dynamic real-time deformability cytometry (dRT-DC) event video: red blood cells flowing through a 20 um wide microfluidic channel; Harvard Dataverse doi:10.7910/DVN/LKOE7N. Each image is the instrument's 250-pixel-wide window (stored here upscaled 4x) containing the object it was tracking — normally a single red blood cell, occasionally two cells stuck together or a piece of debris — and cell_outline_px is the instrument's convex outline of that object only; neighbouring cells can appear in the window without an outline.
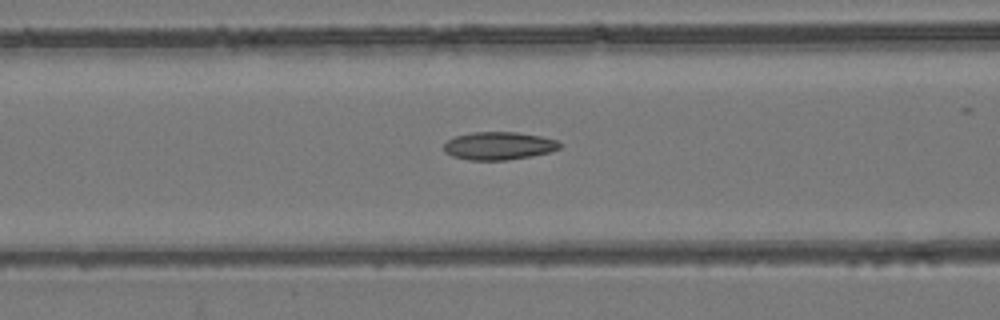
{"species": "common noctule bat (a hibernating species)", "species_latin": "Nyctalus noctula", "temperature_condition": "room temperature", "stored_images_in_passage": 24, "camera_frame_rate_fps": 3000, "um_per_image_px": 0.085, "animal": {"sex": "female", "body_mass_g": 24.6, "forearm_length_mm": 56.2}, "frame": {"image": 1, "passage_image": 6, "time_ms": 1.667, "image_size_px": [1000, 320], "cell_outline_px": [[564, 144], [560, 148], [548, 152], [532, 156], [508, 160], [468, 160], [452, 156], [444, 152], [444, 144], [448, 140], [456, 136], [472, 132], [516, 132], [540, 136], [556, 140]], "centroid_in_image_um": [42.4, 12.4], "position_along_channel_um": 124.2, "area_um2": 18.9}}
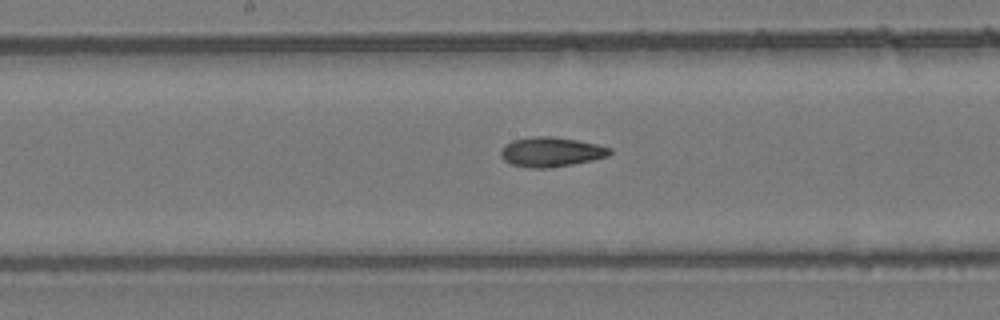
{"frame": {"image": 2, "passage_image": 12, "time_ms": 3.667, "image_size_px": [1000, 320], "cell_outline_px": [[612, 152], [608, 156], [592, 160], [572, 164], [548, 168], [532, 168], [512, 164], [504, 160], [500, 156], [500, 148], [504, 144], [512, 140], [532, 136], [552, 136], [576, 140], [596, 144], [612, 148]], "centroid_in_image_um": [46.81, 12.9], "position_along_channel_um": 201.4, "area_um2": 18.9}}
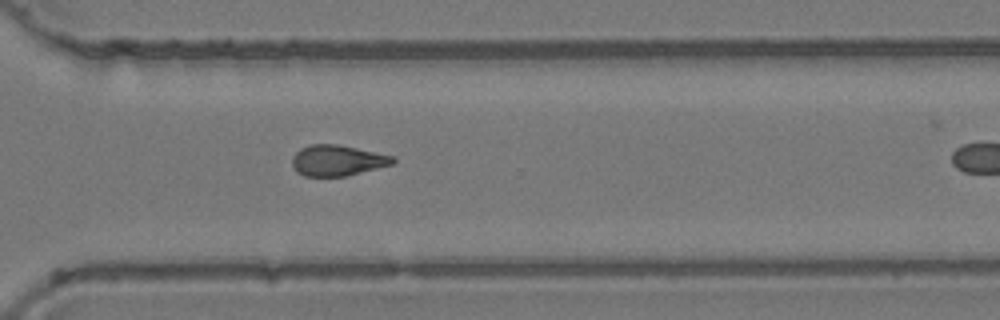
{"frame": {"image": 3, "passage_image": 23, "time_ms": 7.333, "image_size_px": [1000, 320], "cell_outline_px": [[396, 160], [392, 164], [344, 176], [304, 176], [296, 172], [292, 164], [292, 156], [300, 148], [312, 144], [336, 144], [396, 156]], "centroid_in_image_um": [28.65, 13.63], "position_along_channel_um": 341.9, "area_um2": 17.98}}